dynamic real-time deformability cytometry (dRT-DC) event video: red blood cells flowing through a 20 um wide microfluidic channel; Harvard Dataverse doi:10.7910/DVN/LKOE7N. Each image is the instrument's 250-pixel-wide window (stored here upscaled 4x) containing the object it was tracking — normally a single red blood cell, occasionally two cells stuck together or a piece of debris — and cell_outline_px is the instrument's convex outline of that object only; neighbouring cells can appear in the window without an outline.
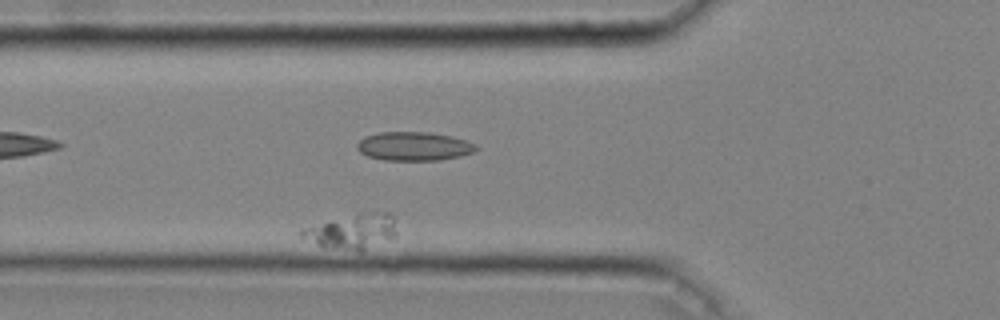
{"species": "common noctule bat (a hibernating species)", "species_latin": "Nyctalus noctula", "temperature_condition": "cold", "stored_images_in_passage": 35, "camera_frame_rate_fps": 3000, "um_per_image_px": 0.085, "animal": {"sex": "male", "body_mass_g": 20.4}, "frame": {"image": 1, "passage_image": 6, "time_ms": 1.667, "image_size_px": [1000, 320], "cell_outline_px": [[396, 236], [360, 252], [332, 248], [320, 244], [300, 236], [296, 232], [300, 228], [368, 212], [388, 212], [392, 216], [396, 232]], "centroid_in_image_um": [29.95, 19.69], "position_along_channel_um": 95.8, "area_um2": 18.79}}
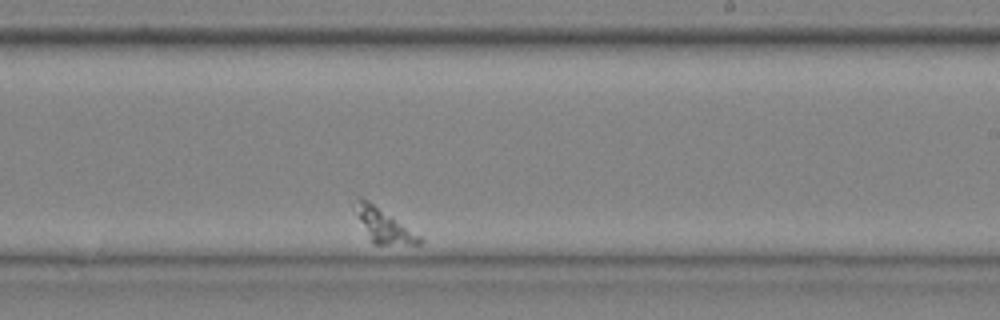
{"frame": {"image": 2, "passage_image": 23, "time_ms": 7.333, "image_size_px": [1000, 320], "cell_outline_px": [[424, 240], [420, 244], [372, 244], [356, 216], [352, 208], [352, 204], [356, 196], [360, 196], [368, 200], [424, 236]], "centroid_in_image_um": [32.6, 19.13], "position_along_channel_um": 256.4, "area_um2": 13.24}}
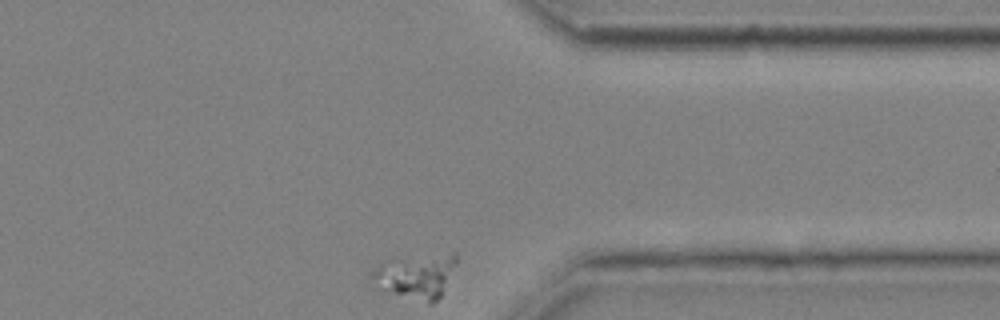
{"frame": {"image": 3, "passage_image": 35, "time_ms": 11.333, "image_size_px": [1000, 320], "cell_outline_px": [[456, 264], [440, 296], [432, 304], [428, 304], [372, 288], [368, 272], [372, 268], [388, 260], [456, 252]], "centroid_in_image_um": [35.24, 23.5], "position_along_channel_um": 376.2, "area_um2": 22.25}}